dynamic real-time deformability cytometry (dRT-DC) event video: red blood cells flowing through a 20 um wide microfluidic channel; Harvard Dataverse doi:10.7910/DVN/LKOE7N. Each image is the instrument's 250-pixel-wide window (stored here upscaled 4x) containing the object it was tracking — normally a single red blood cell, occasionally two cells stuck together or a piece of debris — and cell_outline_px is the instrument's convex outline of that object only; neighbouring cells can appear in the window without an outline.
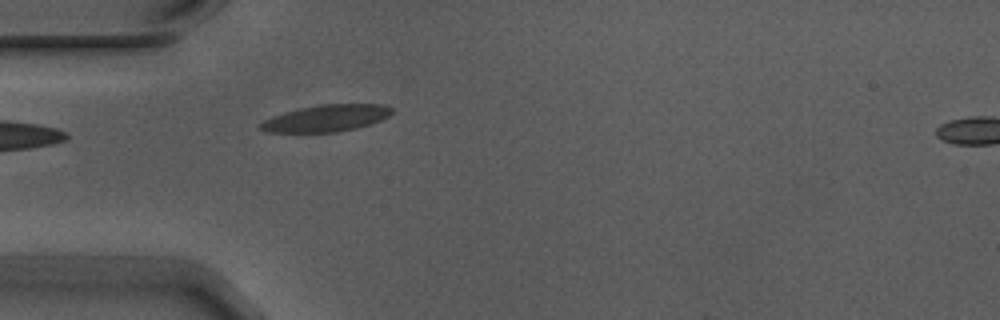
{"species": "Egyptian fruit bat (a non-hibernating species)", "species_latin": "Rousettus aegyptiacus", "temperature_condition": "warm", "stored_images_in_passage": 6, "camera_frame_rate_fps": 3000, "um_per_image_px": 0.085, "animal": {"sex": "male"}, "frame": {"image": 1, "passage_image": 5, "time_ms": 1.333, "image_size_px": [1000, 320], "cell_outline_px": [[392, 112], [388, 116], [380, 120], [356, 128], [336, 132], [268, 132], [256, 128], [264, 120], [272, 116], [284, 112], [300, 108], [320, 104], [384, 104], [392, 108]], "centroid_in_image_um": [27.69, 10.04], "position_along_channel_um": 57.3, "area_um2": 20.4}}